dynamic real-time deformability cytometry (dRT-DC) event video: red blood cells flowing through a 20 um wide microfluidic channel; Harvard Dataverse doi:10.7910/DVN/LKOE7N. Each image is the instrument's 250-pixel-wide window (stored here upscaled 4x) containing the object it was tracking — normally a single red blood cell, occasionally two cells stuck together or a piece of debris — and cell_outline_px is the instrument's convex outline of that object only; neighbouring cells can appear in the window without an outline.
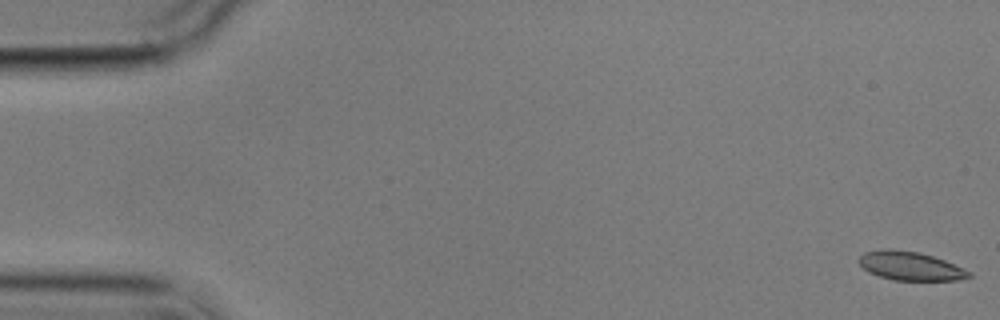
{"species": "common noctule bat (a hibernating species)", "species_latin": "Nyctalus noctula", "temperature_condition": "cold", "stored_images_in_passage": 10, "camera_frame_rate_fps": 3000, "um_per_image_px": 0.085, "animal": {"sex": "male", "body_mass_g": 17.9}, "frame": {"image": 1, "passage_image": 1, "time_ms": 0.0, "image_size_px": [1000, 320], "cell_outline_px": [[972, 276], [960, 280], [892, 280], [868, 272], [860, 264], [860, 256], [864, 252], [888, 248], [920, 252], [944, 260], [972, 272]], "centroid_in_image_um": [77.39, 22.61], "position_along_channel_um": 7.6, "area_um2": 18.32}}
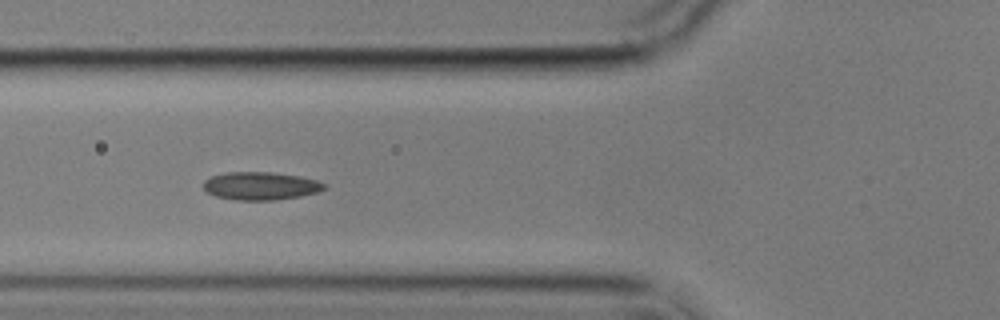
{"frame": {"image": 2, "passage_image": 6, "time_ms": 6.667, "image_size_px": [1000, 320], "cell_outline_px": [[328, 188], [320, 192], [300, 196], [276, 200], [236, 200], [216, 196], [208, 192], [204, 188], [204, 180], [212, 176], [224, 172], [272, 172], [300, 176], [316, 180], [328, 184]], "centroid_in_image_um": [22.21, 15.8], "position_along_channel_um": 103.6, "area_um2": 19.88}}
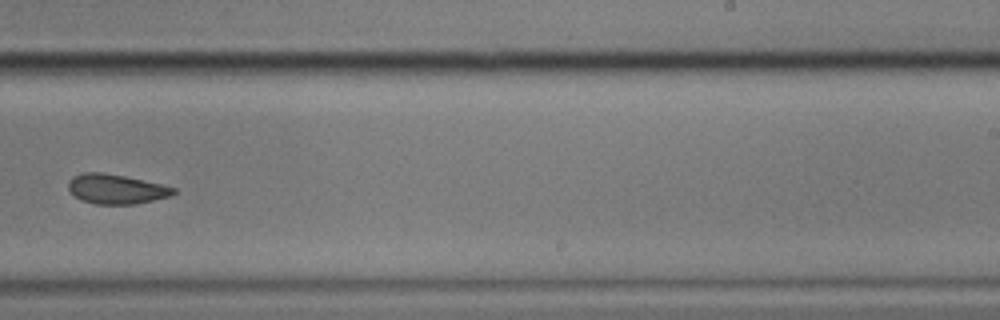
{"frame": {"image": 3, "passage_image": 10, "time_ms": 11.667, "image_size_px": [1000, 320], "cell_outline_px": [[176, 192], [172, 196], [136, 204], [96, 204], [80, 200], [68, 188], [68, 180], [72, 176], [84, 172], [104, 172], [124, 176], [160, 184], [176, 188]], "centroid_in_image_um": [9.87, 16.07], "position_along_channel_um": 279.1, "area_um2": 18.21}}